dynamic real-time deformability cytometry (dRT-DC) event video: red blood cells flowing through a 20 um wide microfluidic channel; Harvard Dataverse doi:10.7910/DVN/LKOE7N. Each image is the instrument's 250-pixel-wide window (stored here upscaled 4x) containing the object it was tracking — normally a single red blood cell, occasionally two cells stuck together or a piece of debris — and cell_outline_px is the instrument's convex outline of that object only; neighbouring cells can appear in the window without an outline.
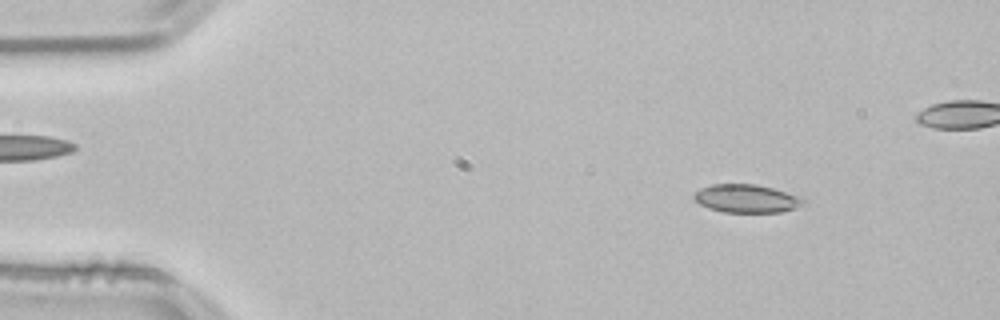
{"species": "common noctule bat (a hibernating species)", "species_latin": "Nyctalus noctula", "temperature_condition": "room temperature", "stored_images_in_passage": 50, "camera_frame_rate_fps": 3000, "um_per_image_px": 0.085, "animal": {"sex": "male", "body_mass_g": 21.5, "forearm_length_mm": 52.0}, "frame": {"image": 1, "passage_image": 3, "time_ms": 0.667, "image_size_px": [1000, 320], "cell_outline_px": [[804, 204], [796, 208], [780, 212], [724, 212], [708, 208], [700, 204], [692, 196], [700, 188], [712, 184], [756, 184], [772, 188], [800, 196], [804, 200]], "centroid_in_image_um": [63.45, 16.87], "position_along_channel_um": 21.6, "area_um2": 17.92}}
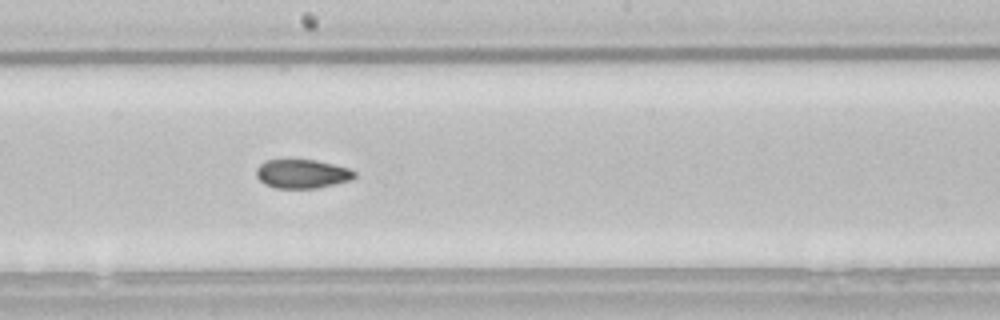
{"frame": {"image": 2, "passage_image": 25, "time_ms": 8.0, "image_size_px": [1000, 320], "cell_outline_px": [[356, 176], [348, 180], [316, 188], [276, 188], [264, 184], [256, 176], [256, 168], [264, 160], [316, 160], [348, 168], [356, 172]], "centroid_in_image_um": [25.63, 14.77], "position_along_channel_um": 222.6, "area_um2": 16.36}}
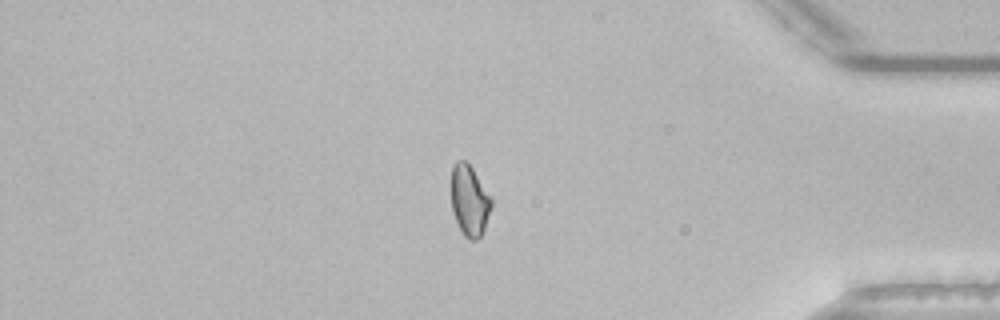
{"frame": {"image": 3, "passage_image": 41, "time_ms": 13.333, "image_size_px": [1000, 320], "cell_outline_px": [[492, 204], [484, 228], [480, 236], [476, 240], [468, 240], [464, 236], [452, 212], [452, 164], [456, 160], [464, 160], [472, 168], [492, 196]], "centroid_in_image_um": [39.91, 17.03], "position_along_channel_um": 395.3, "area_um2": 16.53}, "authors_computed_cell_mechanics": {"area_um2": 17.2822, "velocity_mm_per_s": 3.8338, "shape_relaxation_time_tau1_ms": null, "shape_relaxation_time_tau2_ms": 3.2411, "deformation_change_tau1": null, "deformation_change_tau2": 0.0632}}